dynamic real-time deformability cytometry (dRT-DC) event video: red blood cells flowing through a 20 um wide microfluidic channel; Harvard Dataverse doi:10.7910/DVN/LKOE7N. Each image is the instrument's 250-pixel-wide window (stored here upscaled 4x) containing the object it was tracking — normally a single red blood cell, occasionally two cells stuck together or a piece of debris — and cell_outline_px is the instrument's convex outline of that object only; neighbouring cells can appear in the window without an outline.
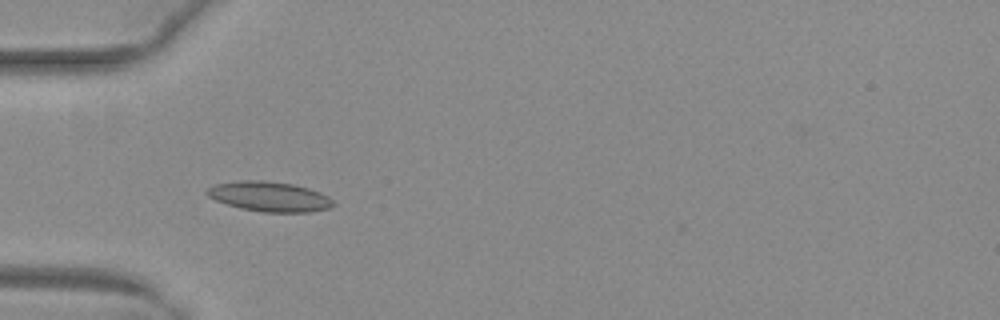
{"species": "common noctule bat (a hibernating species)", "species_latin": "Nyctalus noctula", "temperature_condition": "warm", "stored_images_in_passage": 39, "camera_frame_rate_fps": 3000, "um_per_image_px": 0.085, "animal": {"sex": "female", "body_mass_g": 29.2, "forearm_length_mm": 56.3}, "frame": {"image": 1, "passage_image": 4, "time_ms": 1.0, "image_size_px": [1000, 320], "cell_outline_px": [[336, 204], [328, 208], [308, 212], [264, 212], [240, 208], [216, 200], [208, 196], [204, 192], [208, 188], [216, 184], [240, 180], [264, 180], [292, 184], [308, 188], [320, 192], [328, 196]], "centroid_in_image_um": [22.9, 16.7], "position_along_channel_um": 62.1, "area_um2": 21.91}}
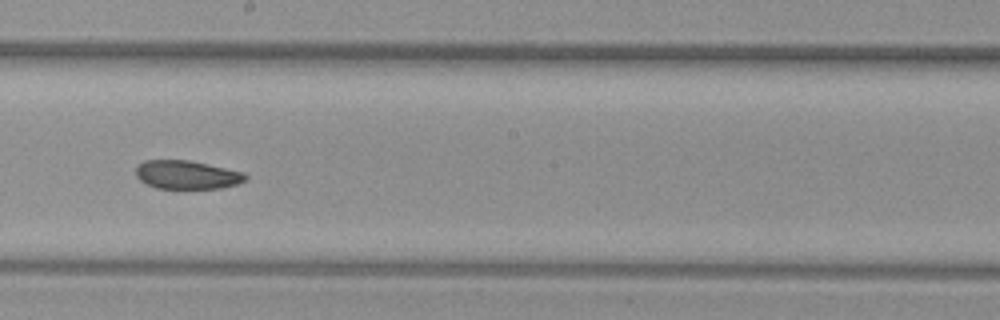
{"frame": {"image": 2, "passage_image": 17, "time_ms": 5.333, "image_size_px": [1000, 320], "cell_outline_px": [[248, 176], [244, 180], [236, 184], [220, 188], [156, 188], [140, 180], [136, 176], [136, 168], [144, 160], [188, 160], [244, 172]], "centroid_in_image_um": [15.87, 14.85], "position_along_channel_um": 232.3, "area_um2": 17.98}}
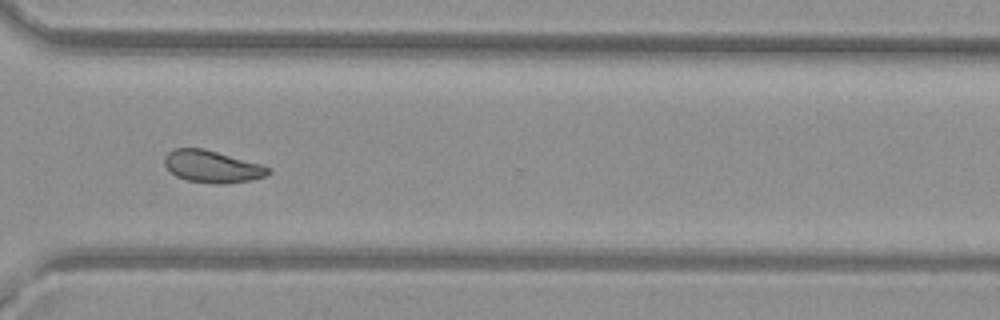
{"frame": {"image": 3, "passage_image": 26, "time_ms": 8.333, "image_size_px": [1000, 320], "cell_outline_px": [[272, 172], [268, 176], [252, 180], [224, 184], [212, 184], [188, 180], [176, 176], [164, 164], [164, 156], [172, 148], [204, 148], [260, 164], [272, 168]], "centroid_in_image_um": [18.06, 14.16], "position_along_channel_um": 352.5, "area_um2": 19.59}, "authors_computed_cell_mechanics": {"area_um2": 19.5942, "velocity_mm_per_s": 4.0044, "shape_relaxation_time_tau1_ms": null, "shape_relaxation_time_tau2_ms": 2.9322, "deformation_change_tau1": null, "deformation_change_tau2": 0.0664}}